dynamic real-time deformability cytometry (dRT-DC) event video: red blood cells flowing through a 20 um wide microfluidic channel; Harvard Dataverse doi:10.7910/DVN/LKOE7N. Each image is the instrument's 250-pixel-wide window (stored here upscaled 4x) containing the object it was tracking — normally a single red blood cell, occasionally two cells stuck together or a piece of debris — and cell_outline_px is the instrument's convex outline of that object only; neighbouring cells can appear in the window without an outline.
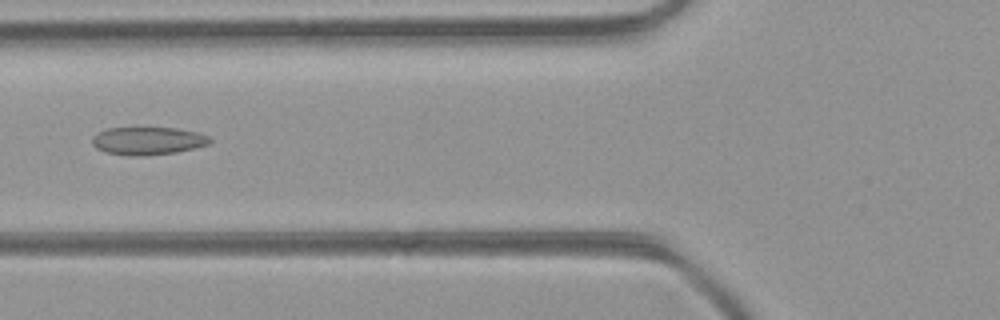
{"species": "common noctule bat (a hibernating species)", "species_latin": "Nyctalus noctula", "temperature_condition": "room temperature", "stored_images_in_passage": 38, "camera_frame_rate_fps": 3000, "um_per_image_px": 0.085, "animal": {"sex": "female", "body_mass_g": 21.9}, "frame": {"image": 1, "passage_image": 12, "time_ms": 3.667, "image_size_px": [1000, 320], "cell_outline_px": [[212, 140], [208, 144], [176, 152], [144, 156], [128, 156], [104, 152], [96, 148], [92, 144], [92, 136], [96, 132], [108, 128], [176, 128], [196, 132], [208, 136]], "centroid_in_image_um": [12.5, 11.98], "position_along_channel_um": 113.3, "area_um2": 19.13}}
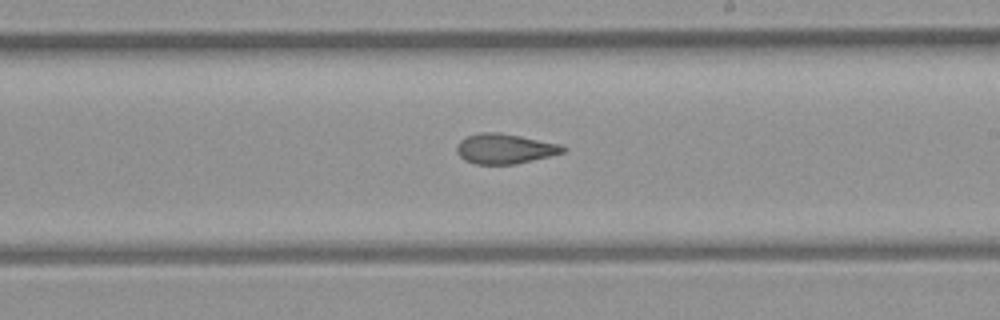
{"frame": {"image": 2, "passage_image": 21, "time_ms": 6.667, "image_size_px": [1000, 320], "cell_outline_px": [[568, 148], [564, 152], [516, 164], [476, 164], [464, 160], [456, 152], [456, 148], [460, 140], [468, 136], [480, 132], [500, 132], [560, 144]], "centroid_in_image_um": [42.89, 12.64], "position_along_channel_um": 246.1, "area_um2": 18.5}}
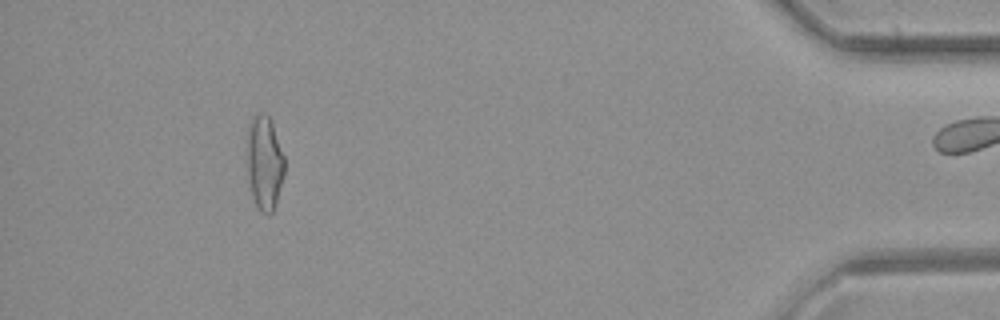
{"frame": {"image": 3, "passage_image": 37, "time_ms": 12.0, "image_size_px": [1000, 320], "cell_outline_px": [[284, 172], [276, 204], [272, 212], [268, 216], [260, 212], [252, 196], [248, 172], [248, 132], [252, 120], [260, 112], [264, 112], [268, 116], [272, 124], [284, 156]], "centroid_in_image_um": [22.5, 13.89], "position_along_channel_um": 412.7, "area_um2": 20.06}, "authors_computed_cell_mechanics": {"area_um2": 19.1318, "velocity_mm_per_s": 4.4081, "shape_relaxation_time_tau1_ms": null, "shape_relaxation_time_tau2_ms": 2.1332, "deformation_change_tau1": null, "deformation_change_tau2": 0.0799}}